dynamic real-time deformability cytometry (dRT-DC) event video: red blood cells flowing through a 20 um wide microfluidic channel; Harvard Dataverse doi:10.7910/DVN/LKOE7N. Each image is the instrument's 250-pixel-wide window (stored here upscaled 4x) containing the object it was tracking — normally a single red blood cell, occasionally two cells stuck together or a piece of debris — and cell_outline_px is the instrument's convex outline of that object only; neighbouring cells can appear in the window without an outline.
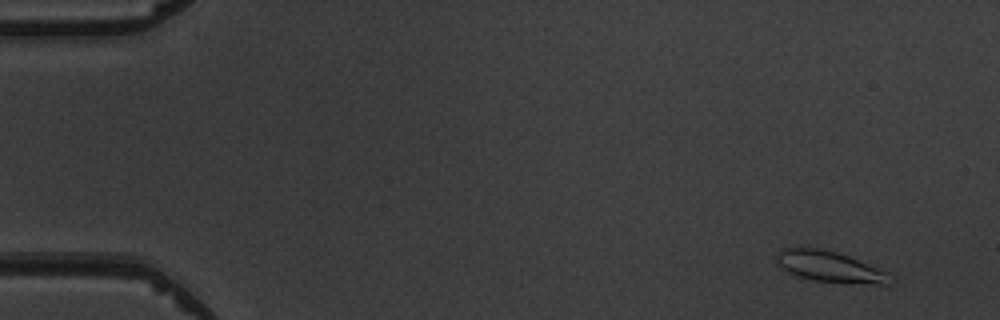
{"species": "common noctule bat (a hibernating species)", "species_latin": "Nyctalus noctula", "temperature_condition": "warm", "stored_images_in_passage": 6, "camera_frame_rate_fps": 3000, "um_per_image_px": 0.085, "animal": {"sex": "male", "body_mass_g": 19.5, "forearm_length_mm": 54.6}, "frame": {"image": 1, "passage_image": 2, "time_ms": 1.0, "image_size_px": [1000, 320], "cell_outline_px": [[896, 280], [888, 284], [880, 284], [816, 280], [800, 276], [788, 272], [776, 264], [776, 256], [780, 248], [800, 244], [820, 248], [836, 252], [848, 256], [888, 272]], "centroid_in_image_um": [70.46, 22.61], "position_along_channel_um": 14.5, "area_um2": 20.69}}